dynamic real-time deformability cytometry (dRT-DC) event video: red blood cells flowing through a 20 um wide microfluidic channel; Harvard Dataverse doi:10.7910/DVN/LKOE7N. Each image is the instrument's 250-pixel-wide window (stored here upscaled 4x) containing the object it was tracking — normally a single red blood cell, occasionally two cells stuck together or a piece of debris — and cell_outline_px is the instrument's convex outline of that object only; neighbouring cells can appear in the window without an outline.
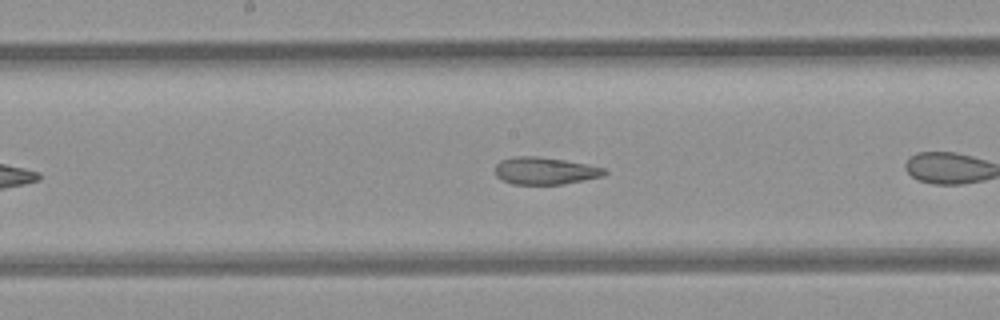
{"species": "common noctule bat (a hibernating species)", "species_latin": "Nyctalus noctula", "temperature_condition": "room temperature", "stored_images_in_passage": 27, "camera_frame_rate_fps": 3000, "um_per_image_px": 0.085, "animal": {"sex": "female", "body_mass_g": 21.9}, "frame": {"image": 1, "passage_image": 12, "time_ms": 3.667, "image_size_px": [1000, 320], "cell_outline_px": [[608, 172], [604, 176], [564, 184], [512, 184], [496, 176], [496, 164], [500, 160], [512, 156], [536, 156], [564, 160], [608, 168]], "centroid_in_image_um": [46.35, 14.51], "position_along_channel_um": 201.8, "area_um2": 17.46}, "authors_computed_cell_mechanics": {"area_um2": 17.9758, "velocity_mm_per_s": 3.9283, "shape_relaxation_time_tau1_ms": null, "shape_relaxation_time_tau2_ms": 1.3702, "deformation_change_tau1": null, "deformation_change_tau2": 0.0863}}